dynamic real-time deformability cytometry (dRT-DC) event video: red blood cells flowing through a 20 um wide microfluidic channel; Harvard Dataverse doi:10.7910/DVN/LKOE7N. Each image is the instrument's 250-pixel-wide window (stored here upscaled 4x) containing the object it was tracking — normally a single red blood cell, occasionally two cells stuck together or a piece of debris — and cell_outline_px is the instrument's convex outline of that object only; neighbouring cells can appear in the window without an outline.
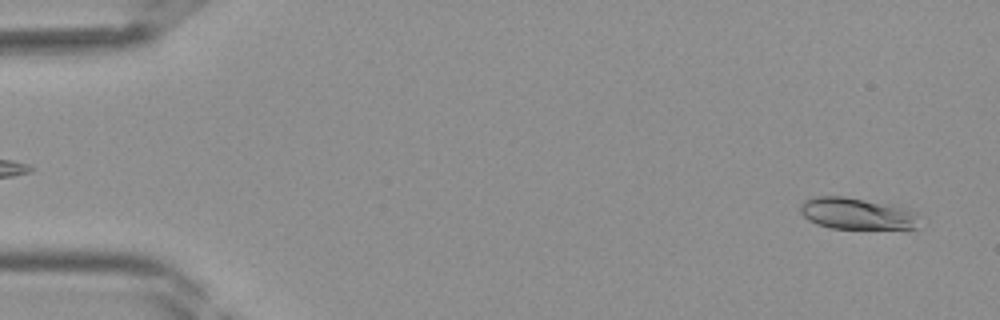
{"species": "Egyptian fruit bat (a non-hibernating species)", "species_latin": "Rousettus aegyptiacus", "temperature_condition": "room temperature", "stored_images_in_passage": 41, "camera_frame_rate_fps": 3000, "um_per_image_px": 0.085, "frame": {"image": 1, "passage_image": 2, "time_ms": 0.333, "image_size_px": [1000, 320], "cell_outline_px": [[916, 228], [832, 228], [816, 224], [808, 220], [800, 212], [800, 204], [804, 200], [816, 196], [844, 196], [900, 204], [912, 212]], "centroid_in_image_um": [72.75, 18.11], "position_along_channel_um": 12.3, "area_um2": 21.85}}
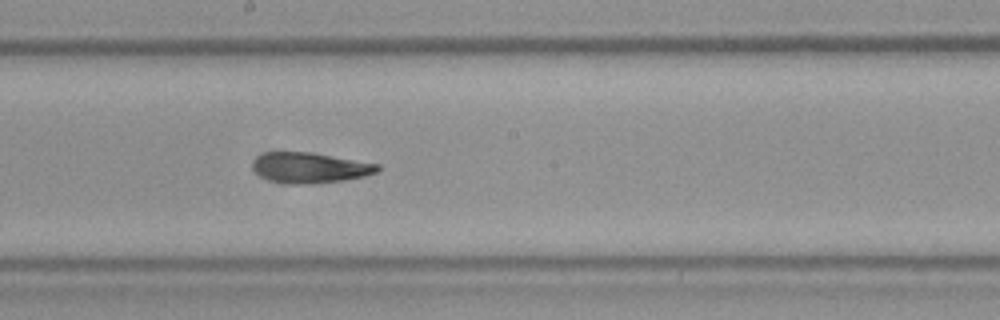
{"frame": {"image": 2, "passage_image": 22, "time_ms": 7.0, "image_size_px": [1000, 320], "cell_outline_px": [[380, 168], [376, 172], [364, 176], [344, 180], [312, 184], [288, 184], [268, 180], [260, 176], [252, 168], [252, 164], [264, 152], [312, 152], [380, 164]], "centroid_in_image_um": [26.35, 14.26], "position_along_channel_um": 221.8, "area_um2": 22.2}}
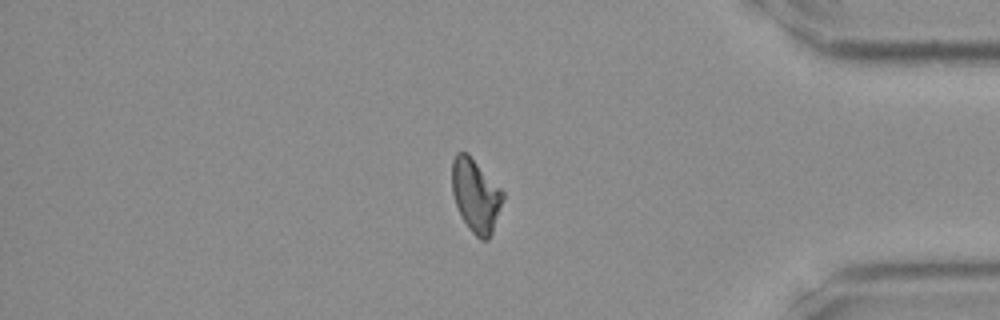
{"frame": {"image": 3, "passage_image": 34, "time_ms": 11.0, "image_size_px": [1000, 320], "cell_outline_px": [[504, 200], [492, 232], [488, 240], [480, 240], [468, 228], [456, 204], [452, 192], [452, 160], [456, 152], [468, 152], [504, 192]], "centroid_in_image_um": [40.44, 16.6], "position_along_channel_um": 394.8, "area_um2": 21.73}}